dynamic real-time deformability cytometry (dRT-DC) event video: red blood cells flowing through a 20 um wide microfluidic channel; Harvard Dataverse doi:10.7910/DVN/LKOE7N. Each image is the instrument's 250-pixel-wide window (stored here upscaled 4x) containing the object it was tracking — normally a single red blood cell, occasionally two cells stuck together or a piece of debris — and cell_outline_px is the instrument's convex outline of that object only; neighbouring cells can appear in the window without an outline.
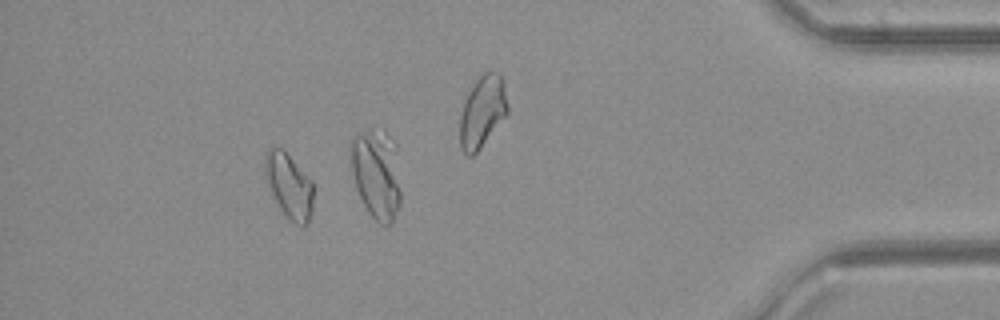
{"species": "common noctule bat (a hibernating species)", "species_latin": "Nyctalus noctula", "temperature_condition": "cold", "stored_images_in_passage": 38, "camera_frame_rate_fps": 3000, "um_per_image_px": 0.085, "animal": {"sex": "female", "body_mass_g": 21.9}, "frame": {"image": 1, "passage_image": 33, "time_ms": 10.667, "image_size_px": [1000, 320], "cell_outline_px": [[312, 212], [308, 224], [304, 228], [296, 224], [284, 216], [268, 188], [264, 176], [264, 156], [268, 148], [280, 148], [312, 180]], "centroid_in_image_um": [24.54, 15.85], "position_along_channel_um": 410.7, "area_um2": 18.44}}